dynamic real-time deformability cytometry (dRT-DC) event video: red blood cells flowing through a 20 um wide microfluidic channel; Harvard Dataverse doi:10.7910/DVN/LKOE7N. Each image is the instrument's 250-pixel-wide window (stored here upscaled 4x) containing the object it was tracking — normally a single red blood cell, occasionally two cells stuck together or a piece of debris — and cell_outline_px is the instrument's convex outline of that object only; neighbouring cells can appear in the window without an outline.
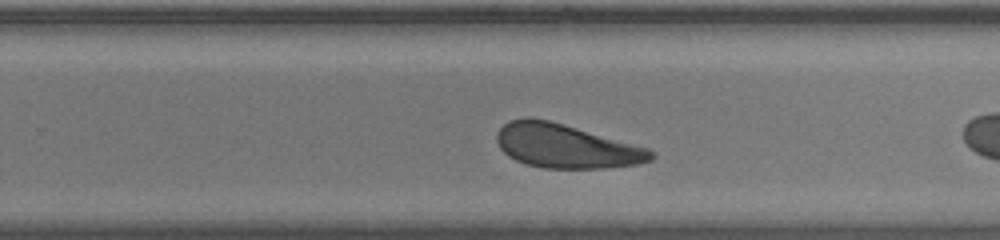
{"species": "human", "species_latin": "Homo sapiens", "temperature_condition": "room temperature", "stored_images_in_passage": 26, "camera_frame_rate_fps": 3000, "um_per_image_px": 0.085, "donor": {"sex": "male"}, "frame": {"image": 1, "passage_image": 16, "time_ms": 5.0, "image_size_px": [1000, 240], "cell_outline_px": [[656, 156], [652, 160], [640, 164], [604, 168], [544, 168], [528, 164], [516, 160], [508, 156], [500, 148], [496, 140], [496, 132], [508, 120], [548, 120], [648, 148], [656, 152]], "centroid_in_image_um": [48.14, 12.45], "position_along_channel_um": 281.7, "area_um2": 38.84}}
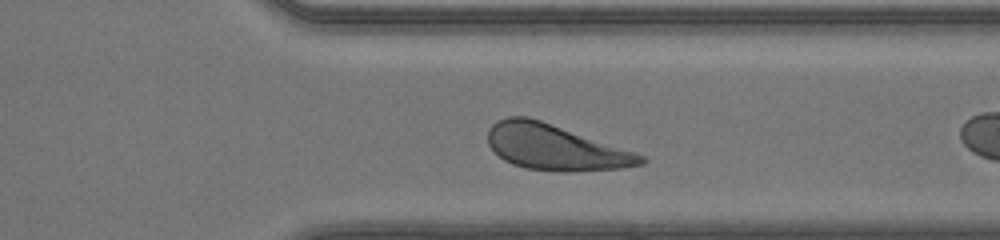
{"frame": {"image": 2, "passage_image": 22, "time_ms": 7.0, "image_size_px": [1000, 240], "cell_outline_px": [[648, 160], [644, 164], [620, 168], [572, 172], [560, 172], [528, 168], [512, 164], [504, 160], [488, 144], [488, 128], [496, 120], [508, 116], [528, 116], [540, 120], [644, 156]], "centroid_in_image_um": [47.14, 12.53], "position_along_channel_um": 364.3, "area_um2": 40.11}}
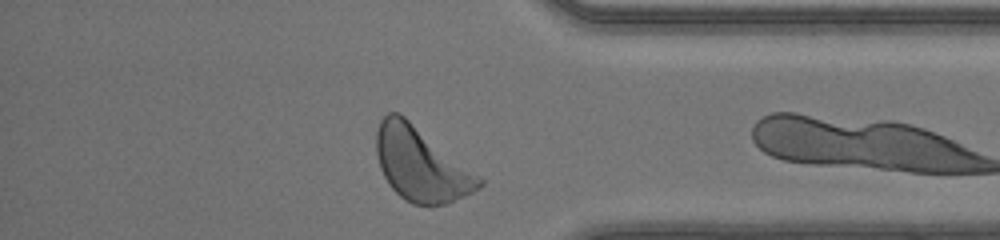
{"frame": {"image": 3, "passage_image": 25, "time_ms": 8.0, "image_size_px": [1000, 240], "cell_outline_px": [[484, 184], [480, 188], [448, 204], [432, 208], [412, 204], [404, 200], [388, 184], [380, 168], [376, 152], [376, 132], [380, 120], [388, 112], [400, 112], [480, 176], [484, 180]], "centroid_in_image_um": [35.78, 14.0], "position_along_channel_um": 399.4, "area_um2": 44.51}}